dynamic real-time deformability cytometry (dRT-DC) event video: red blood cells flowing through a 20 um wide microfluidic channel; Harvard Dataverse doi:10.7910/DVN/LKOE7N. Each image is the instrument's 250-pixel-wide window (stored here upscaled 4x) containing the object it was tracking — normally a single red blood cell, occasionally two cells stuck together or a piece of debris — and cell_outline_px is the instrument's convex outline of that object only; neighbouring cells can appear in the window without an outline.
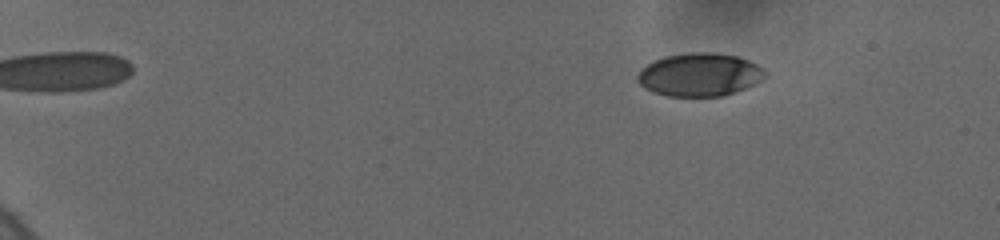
{"species": "human", "species_latin": "Homo sapiens", "temperature_condition": "cold", "stored_images_in_passage": 27, "camera_frame_rate_fps": 3000, "um_per_image_px": 0.085, "donor": {"sex": "female"}, "frame": {"image": 1, "passage_image": 9, "time_ms": 2.667, "image_size_px": [1000, 240], "cell_outline_px": [[768, 76], [744, 88], [724, 96], [668, 96], [652, 92], [644, 88], [636, 80], [636, 76], [640, 68], [664, 56], [688, 52], [708, 52], [736, 56], [748, 60], [764, 68]], "centroid_in_image_um": [59.43, 6.34], "position_along_channel_um": 25.6, "area_um2": 32.14}}
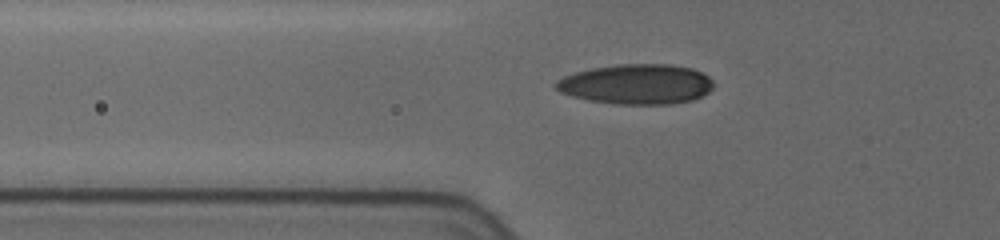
{"frame": {"image": 2, "passage_image": 22, "time_ms": 7.333, "image_size_px": [1000, 240], "cell_outline_px": [[712, 88], [708, 92], [692, 100], [672, 104], [616, 104], [588, 100], [572, 96], [560, 92], [552, 84], [556, 80], [564, 76], [576, 72], [592, 68], [620, 64], [668, 64], [692, 68], [708, 76], [712, 80]], "centroid_in_image_um": [54.07, 7.15], "position_along_channel_um": 71.7, "area_um2": 36.76}}
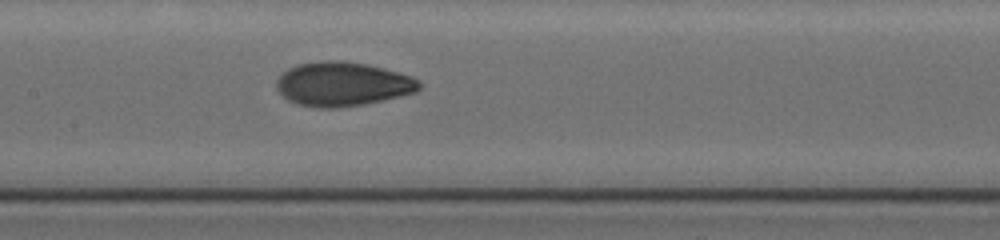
{"frame": {"image": 3, "passage_image": 27, "time_ms": 10.333, "image_size_px": [1000, 240], "cell_outline_px": [[420, 88], [416, 92], [364, 104], [336, 108], [316, 108], [296, 104], [288, 100], [276, 88], [276, 80], [288, 68], [296, 64], [320, 60], [344, 60], [368, 64], [384, 68], [412, 76], [420, 80]], "centroid_in_image_um": [29.1, 7.13], "position_along_channel_um": 178.3, "area_um2": 36.99}}